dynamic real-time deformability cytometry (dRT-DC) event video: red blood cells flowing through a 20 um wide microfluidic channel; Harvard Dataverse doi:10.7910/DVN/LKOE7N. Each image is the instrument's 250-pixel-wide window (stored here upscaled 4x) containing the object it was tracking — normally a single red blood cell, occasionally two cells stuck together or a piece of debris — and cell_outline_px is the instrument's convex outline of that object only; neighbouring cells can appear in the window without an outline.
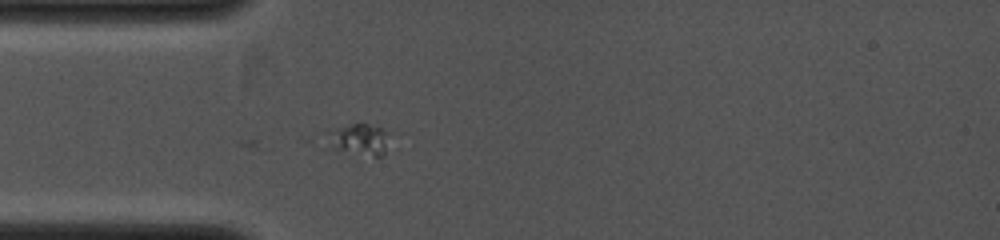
{"species": "common noctule bat (a hibernating species)", "species_latin": "Nyctalus noctula", "temperature_condition": "cold", "stored_images_in_passage": 4, "camera_frame_rate_fps": 4000, "um_per_image_px": 0.085, "animal": {"sex": "female", "body_mass_g": 19.0, "forearm_length_mm": 53.3}, "frame": {"image": 1, "passage_image": 1, "time_ms": 0.0, "image_size_px": [1000, 240], "cell_outline_px": [[388, 132], [384, 152], [380, 156], [372, 156], [308, 140], [312, 136], [336, 128], [352, 124], [364, 124], [384, 128]], "centroid_in_image_um": [30.22, 11.8], "position_along_channel_um": 54.8, "area_um2": 11.85}}